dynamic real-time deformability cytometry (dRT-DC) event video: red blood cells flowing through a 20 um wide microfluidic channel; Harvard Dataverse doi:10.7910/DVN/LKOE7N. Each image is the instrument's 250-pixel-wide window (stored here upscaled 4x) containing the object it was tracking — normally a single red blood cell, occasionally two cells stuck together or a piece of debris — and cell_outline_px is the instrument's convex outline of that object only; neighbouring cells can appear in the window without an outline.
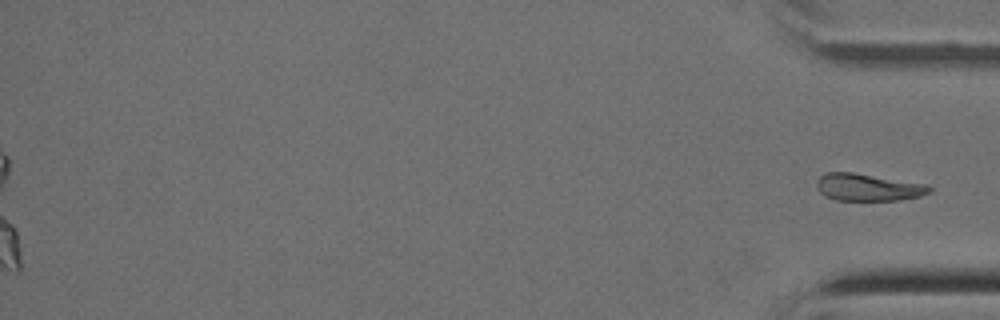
{"species": "Egyptian fruit bat (a non-hibernating species)", "species_latin": "Rousettus aegyptiacus", "temperature_condition": "cold", "stored_images_in_passage": 44, "camera_frame_rate_fps": 3000, "um_per_image_px": 0.085, "animal": {"sex": "female"}, "frame": {"image": 1, "passage_image": 44, "time_ms": 14.333, "image_size_px": [1000, 320], "cell_outline_px": [[932, 192], [920, 196], [900, 200], [836, 200], [824, 196], [820, 192], [816, 184], [816, 180], [820, 176], [828, 172], [852, 172], [924, 184], [932, 188]], "centroid_in_image_um": [73.76, 15.93], "position_along_channel_um": 361.4, "area_um2": 17.74}}